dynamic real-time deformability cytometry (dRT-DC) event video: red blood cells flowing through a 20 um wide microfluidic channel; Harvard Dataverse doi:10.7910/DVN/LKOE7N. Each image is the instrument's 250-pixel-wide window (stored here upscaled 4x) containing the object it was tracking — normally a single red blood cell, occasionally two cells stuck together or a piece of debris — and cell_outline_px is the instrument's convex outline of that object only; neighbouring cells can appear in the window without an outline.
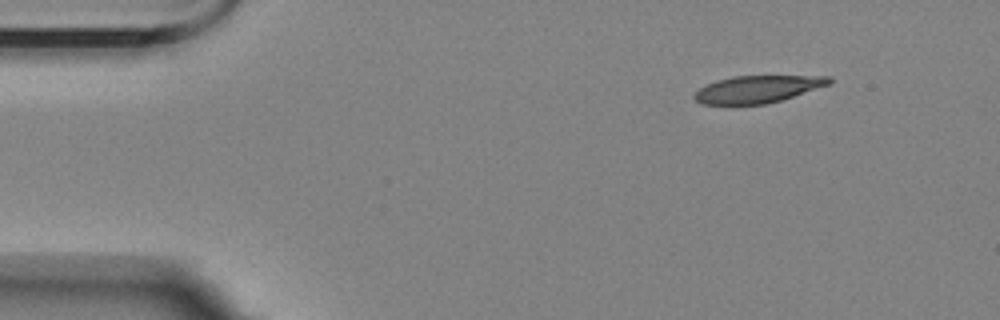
{"species": "Egyptian fruit bat (a non-hibernating species)", "species_latin": "Rousettus aegyptiacus", "temperature_condition": "room temperature", "stored_images_in_passage": 3, "camera_frame_rate_fps": 3000, "um_per_image_px": 0.085, "animal": {"sex": "female"}, "frame": {"image": 1, "passage_image": 3, "time_ms": 3.333, "image_size_px": [1000, 320], "cell_outline_px": [[832, 84], [780, 100], [764, 104], [700, 104], [692, 96], [700, 88], [716, 80], [732, 76], [832, 76]], "centroid_in_image_um": [64.41, 7.57], "position_along_channel_um": 20.6, "area_um2": 21.27}}